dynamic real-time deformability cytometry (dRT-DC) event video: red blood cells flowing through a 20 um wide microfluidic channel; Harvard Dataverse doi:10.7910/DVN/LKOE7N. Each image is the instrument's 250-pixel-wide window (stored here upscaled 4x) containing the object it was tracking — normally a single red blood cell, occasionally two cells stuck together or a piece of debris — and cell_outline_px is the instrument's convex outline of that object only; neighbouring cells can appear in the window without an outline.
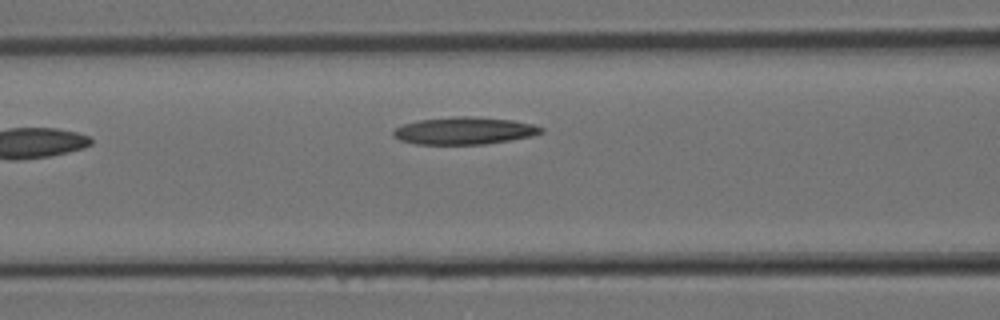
{"species": "Egyptian fruit bat (a non-hibernating species)", "species_latin": "Rousettus aegyptiacus", "temperature_condition": "room temperature", "stored_images_in_passage": 13, "camera_frame_rate_fps": 3000, "um_per_image_px": 0.085, "animal": {"sex": "female"}, "frame": {"image": 1, "passage_image": 13, "time_ms": 4.0, "image_size_px": [1000, 320], "cell_outline_px": [[544, 132], [532, 136], [484, 144], [416, 144], [400, 140], [392, 136], [392, 132], [396, 128], [404, 124], [420, 120], [456, 116], [468, 116], [512, 120], [532, 124], [544, 128]], "centroid_in_image_um": [39.46, 11.11], "position_along_channel_um": 127.1, "area_um2": 23.35}}